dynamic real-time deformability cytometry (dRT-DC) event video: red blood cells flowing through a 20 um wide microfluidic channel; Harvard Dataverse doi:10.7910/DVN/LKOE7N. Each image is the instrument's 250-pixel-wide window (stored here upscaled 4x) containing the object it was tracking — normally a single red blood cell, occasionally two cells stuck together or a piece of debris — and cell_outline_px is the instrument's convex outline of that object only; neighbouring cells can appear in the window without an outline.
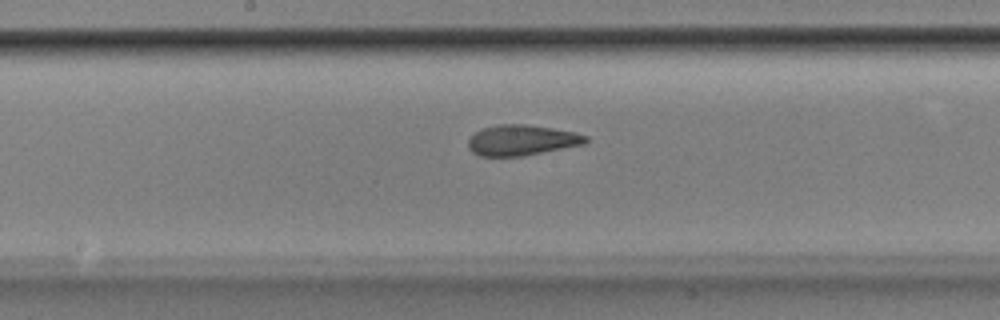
{"species": "Egyptian fruit bat (a non-hibernating species)", "species_latin": "Rousettus aegyptiacus", "temperature_condition": "room temperature", "stored_images_in_passage": 52, "camera_frame_rate_fps": 3000, "um_per_image_px": 0.085, "animal": {"sex": "male"}, "frame": {"image": 1, "passage_image": 27, "time_ms": 8.667, "image_size_px": [1000, 320], "cell_outline_px": [[588, 140], [584, 144], [524, 156], [480, 156], [472, 152], [468, 148], [468, 140], [480, 128], [500, 124], [524, 124], [552, 128], [576, 132], [588, 136]], "centroid_in_image_um": [44.34, 11.91], "position_along_channel_um": 203.9, "area_um2": 20.98}}
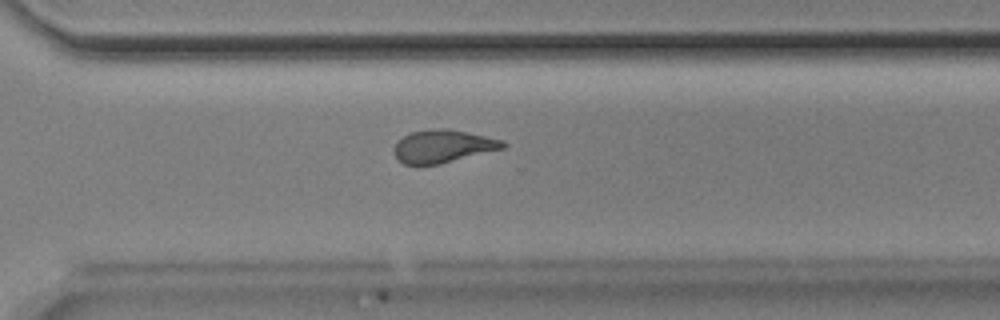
{"frame": {"image": 2, "passage_image": 37, "time_ms": 12.0, "image_size_px": [1000, 320], "cell_outline_px": [[508, 144], [504, 148], [440, 164], [404, 164], [392, 152], [396, 144], [404, 136], [412, 132], [440, 128], [448, 128], [468, 132], [504, 140]], "centroid_in_image_um": [37.69, 12.42], "position_along_channel_um": 332.9, "area_um2": 20.63}}
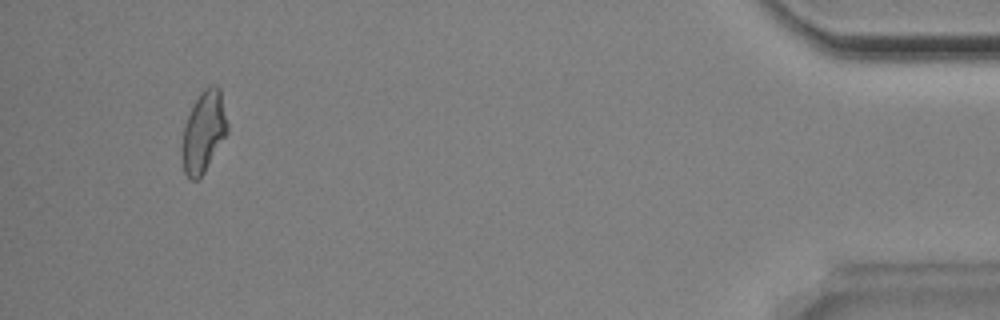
{"frame": {"image": 3, "passage_image": 49, "time_ms": 16.0, "image_size_px": [1000, 320], "cell_outline_px": [[228, 132], [200, 180], [192, 180], [184, 172], [180, 148], [184, 124], [200, 92], [208, 84], [216, 84], [220, 88], [228, 124]], "centroid_in_image_um": [17.3, 11.21], "position_along_channel_um": 417.9, "area_um2": 21.79}, "authors_computed_cell_mechanics": {"area_um2": 21.5883, "velocity_mm_per_s": 3.8856, "shape_relaxation_time_tau1_ms": 7.9786, "shape_relaxation_time_tau2_ms": 1.5132, "deformation_change_tau1": 0.1902, "deformation_change_tau2": 0.0775}}